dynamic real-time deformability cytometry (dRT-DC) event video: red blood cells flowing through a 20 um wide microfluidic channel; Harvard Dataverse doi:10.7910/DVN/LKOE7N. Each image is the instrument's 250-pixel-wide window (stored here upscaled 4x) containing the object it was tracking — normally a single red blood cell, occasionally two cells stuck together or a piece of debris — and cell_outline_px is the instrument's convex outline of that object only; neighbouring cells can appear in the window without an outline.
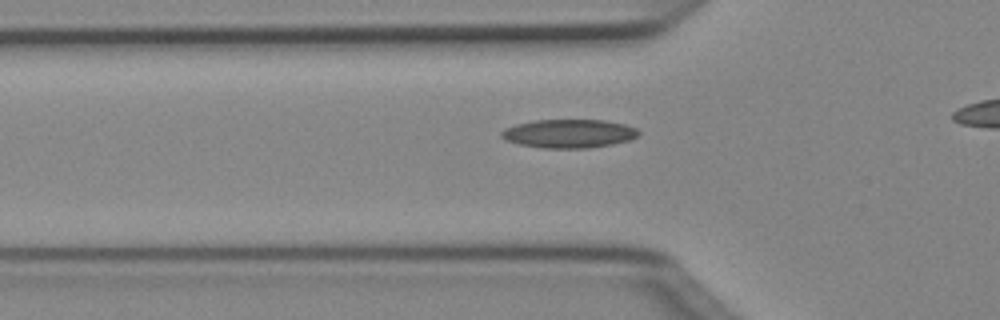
{"species": "Egyptian fruit bat (a non-hibernating species)", "species_latin": "Rousettus aegyptiacus", "temperature_condition": "cold", "stored_images_in_passage": 38, "camera_frame_rate_fps": 3000, "um_per_image_px": 0.085, "animal": {"sex": "female"}, "frame": {"image": 1, "passage_image": 12, "time_ms": 3.667, "image_size_px": [1000, 320], "cell_outline_px": [[640, 132], [636, 136], [628, 140], [612, 144], [588, 148], [540, 148], [516, 144], [504, 140], [500, 136], [500, 132], [504, 128], [516, 124], [536, 120], [604, 120], [624, 124], [636, 128]], "centroid_in_image_um": [48.29, 11.36], "position_along_channel_um": 77.5, "area_um2": 22.95}}
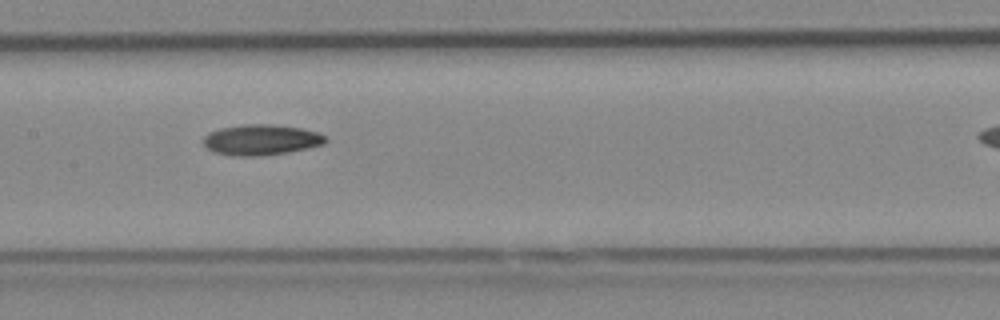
{"frame": {"image": 2, "passage_image": 20, "time_ms": 6.333, "image_size_px": [1000, 320], "cell_outline_px": [[328, 140], [324, 144], [288, 152], [264, 156], [232, 156], [212, 152], [204, 144], [204, 136], [208, 132], [220, 128], [244, 124], [272, 124], [300, 128], [316, 132], [324, 136]], "centroid_in_image_um": [22.16, 11.89], "position_along_channel_um": 185.2, "area_um2": 21.85}}
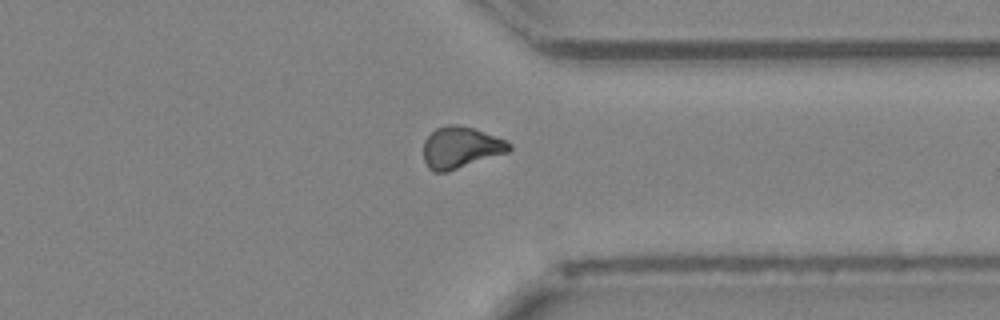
{"frame": {"image": 3, "passage_image": 34, "time_ms": 11.0, "image_size_px": [1000, 320], "cell_outline_px": [[512, 148], [508, 152], [448, 172], [432, 172], [428, 168], [424, 160], [424, 140], [436, 128], [448, 124], [456, 124], [472, 128], [504, 140], [512, 144]], "centroid_in_image_um": [39.13, 12.56], "position_along_channel_um": 372.3, "area_um2": 20.63}}